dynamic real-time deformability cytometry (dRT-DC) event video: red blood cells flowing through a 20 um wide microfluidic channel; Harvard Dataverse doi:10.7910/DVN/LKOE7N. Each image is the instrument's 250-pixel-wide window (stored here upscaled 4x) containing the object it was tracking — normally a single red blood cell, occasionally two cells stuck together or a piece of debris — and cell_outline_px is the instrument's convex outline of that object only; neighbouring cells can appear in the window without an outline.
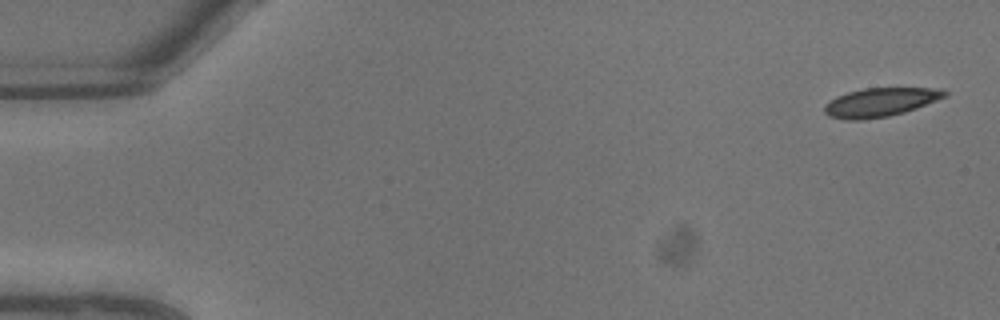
{"species": "common noctule bat (a hibernating species)", "species_latin": "Nyctalus noctula", "temperature_condition": "warm", "stored_images_in_passage": 8, "camera_frame_rate_fps": 3000, "um_per_image_px": 0.085, "animal": {"sex": "male", "body_mass_g": 13.3}, "frame": {"image": 1, "passage_image": 1, "time_ms": 0.0, "image_size_px": [1000, 320], "cell_outline_px": [[948, 96], [916, 108], [904, 112], [888, 116], [860, 120], [844, 120], [828, 116], [824, 112], [824, 104], [836, 96], [848, 92], [864, 88], [944, 88], [948, 92]], "centroid_in_image_um": [74.83, 8.69], "position_along_channel_um": 10.2, "area_um2": 20.29}}
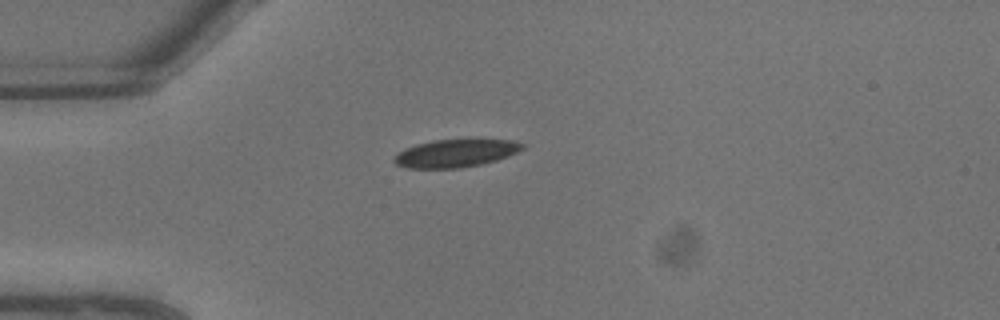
{"frame": {"image": 2, "passage_image": 6, "time_ms": 1.667, "image_size_px": [1000, 320], "cell_outline_px": [[524, 148], [508, 156], [496, 160], [480, 164], [460, 168], [408, 168], [396, 164], [392, 160], [392, 156], [396, 152], [404, 148], [416, 144], [432, 140], [476, 136], [512, 140], [524, 144]], "centroid_in_image_um": [38.73, 12.96], "position_along_channel_um": 46.3, "area_um2": 21.91}}
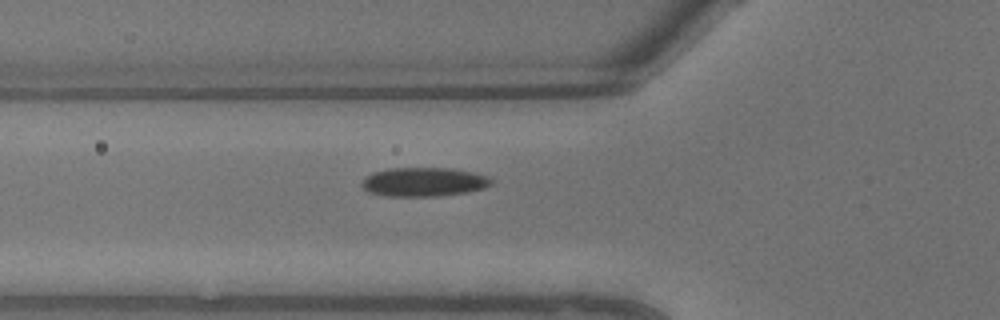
{"frame": {"image": 3, "passage_image": 8, "time_ms": 2.333, "image_size_px": [1000, 320], "cell_outline_px": [[492, 184], [484, 188], [468, 192], [436, 196], [384, 196], [368, 192], [360, 184], [372, 172], [388, 168], [452, 168], [472, 172], [488, 176], [492, 180]], "centroid_in_image_um": [36.02, 15.46], "position_along_channel_um": 89.8, "area_um2": 21.91}}